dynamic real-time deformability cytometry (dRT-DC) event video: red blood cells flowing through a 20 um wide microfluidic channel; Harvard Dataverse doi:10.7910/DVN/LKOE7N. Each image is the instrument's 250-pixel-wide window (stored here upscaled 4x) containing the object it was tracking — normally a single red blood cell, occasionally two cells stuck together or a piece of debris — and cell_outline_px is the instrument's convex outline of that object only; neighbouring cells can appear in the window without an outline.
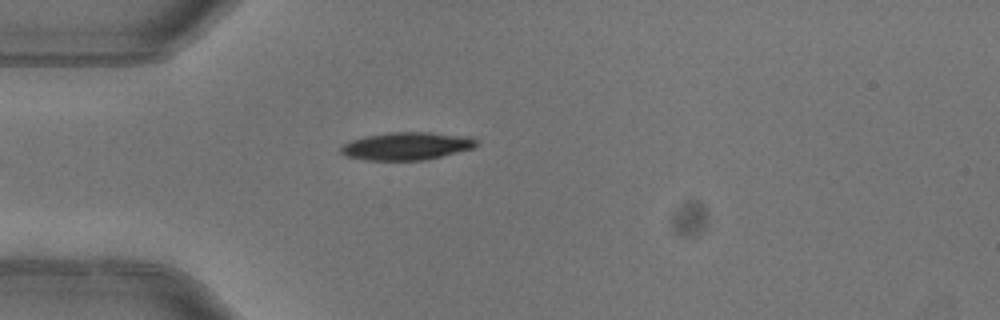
{"species": "common noctule bat (a hibernating species)", "species_latin": "Nyctalus noctula", "temperature_condition": "warm", "stored_images_in_passage": 4, "camera_frame_rate_fps": 3000, "um_per_image_px": 0.085, "animal": {"sex": "female"}, "frame": {"image": 1, "passage_image": 4, "time_ms": 1.0, "image_size_px": [1000, 320], "cell_outline_px": [[476, 148], [424, 160], [364, 160], [348, 156], [340, 152], [340, 148], [344, 144], [352, 140], [364, 136], [392, 132], [428, 132], [472, 136], [476, 140]], "centroid_in_image_um": [34.6, 12.41], "position_along_channel_um": 50.4, "area_um2": 21.96}}